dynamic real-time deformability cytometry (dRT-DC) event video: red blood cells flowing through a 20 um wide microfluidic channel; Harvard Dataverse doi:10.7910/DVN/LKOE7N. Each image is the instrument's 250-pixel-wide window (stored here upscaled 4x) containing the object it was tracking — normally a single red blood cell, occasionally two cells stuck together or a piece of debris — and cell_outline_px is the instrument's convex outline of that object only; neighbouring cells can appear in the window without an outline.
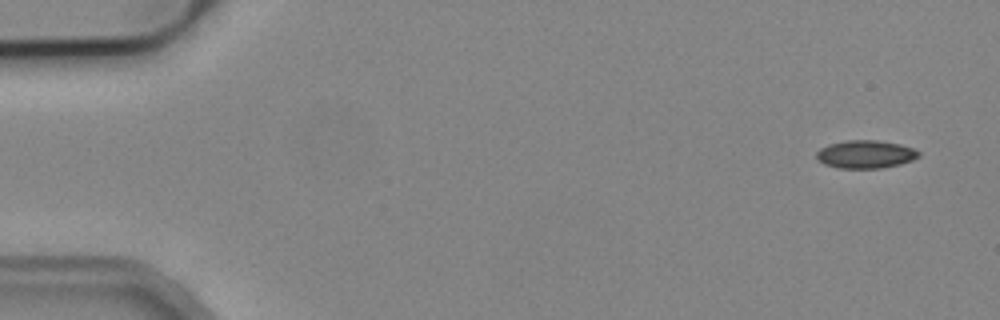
{"species": "common noctule bat (a hibernating species)", "species_latin": "Nyctalus noctula", "temperature_condition": "cold", "stored_images_in_passage": 6, "camera_frame_rate_fps": 3000, "um_per_image_px": 0.085, "animal": {"sex": "male", "body_mass_g": 19.2, "forearm_length_mm": 51.8}, "frame": {"image": 1, "passage_image": 1, "time_ms": 0.0, "image_size_px": [1000, 320], "cell_outline_px": [[920, 156], [912, 160], [900, 164], [880, 168], [836, 168], [824, 164], [816, 156], [816, 152], [820, 148], [828, 144], [848, 140], [876, 140], [900, 144], [912, 148], [920, 152]], "centroid_in_image_um": [73.56, 13.11], "position_along_channel_um": 11.4, "area_um2": 16.65}}
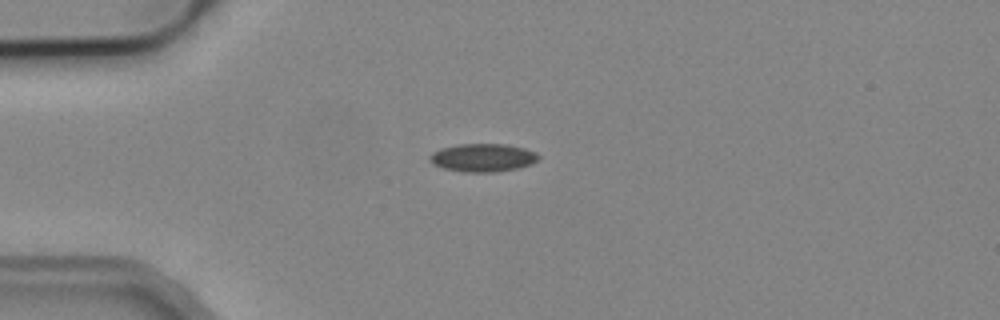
{"frame": {"image": 2, "passage_image": 4, "time_ms": 3.667, "image_size_px": [1000, 320], "cell_outline_px": [[540, 156], [532, 164], [520, 168], [496, 172], [464, 172], [444, 168], [432, 164], [428, 160], [428, 156], [432, 152], [440, 148], [456, 144], [504, 144], [524, 148], [536, 152]], "centroid_in_image_um": [41.01, 13.4], "position_along_channel_um": 44.0, "area_um2": 18.03}}